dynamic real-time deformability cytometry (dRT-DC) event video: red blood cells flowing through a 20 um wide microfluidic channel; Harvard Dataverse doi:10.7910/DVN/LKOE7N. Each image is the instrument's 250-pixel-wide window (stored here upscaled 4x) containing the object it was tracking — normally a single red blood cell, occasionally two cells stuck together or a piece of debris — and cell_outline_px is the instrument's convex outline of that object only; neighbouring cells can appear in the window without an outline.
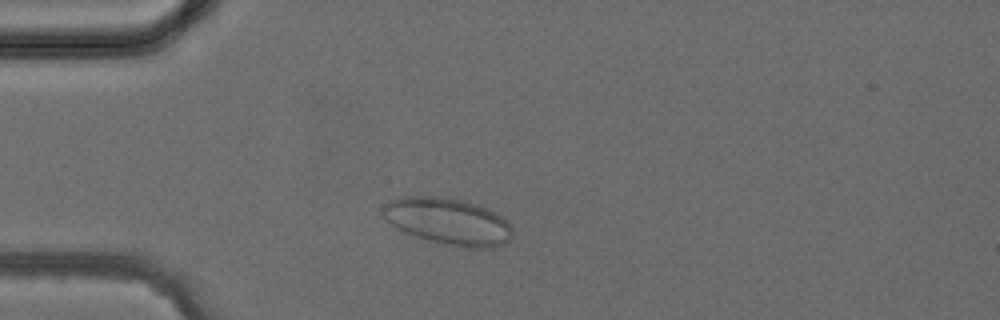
{"species": "common noctule bat (a hibernating species)", "species_latin": "Nyctalus noctula", "temperature_condition": "cold", "stored_images_in_passage": 4, "camera_frame_rate_fps": 3000, "um_per_image_px": 0.085, "animal": {"sex": "female", "body_mass_g": 24.6, "forearm_length_mm": 56.2}, "frame": {"image": 1, "passage_image": 4, "time_ms": 4.333, "image_size_px": [1000, 320], "cell_outline_px": [[512, 240], [508, 244], [496, 248], [468, 248], [428, 240], [416, 236], [392, 224], [384, 216], [380, 208], [388, 200], [400, 196], [436, 196], [460, 200], [476, 204], [496, 212], [504, 216], [512, 224]], "centroid_in_image_um": [38.17, 18.82], "position_along_channel_um": 46.8, "area_um2": 35.6}}